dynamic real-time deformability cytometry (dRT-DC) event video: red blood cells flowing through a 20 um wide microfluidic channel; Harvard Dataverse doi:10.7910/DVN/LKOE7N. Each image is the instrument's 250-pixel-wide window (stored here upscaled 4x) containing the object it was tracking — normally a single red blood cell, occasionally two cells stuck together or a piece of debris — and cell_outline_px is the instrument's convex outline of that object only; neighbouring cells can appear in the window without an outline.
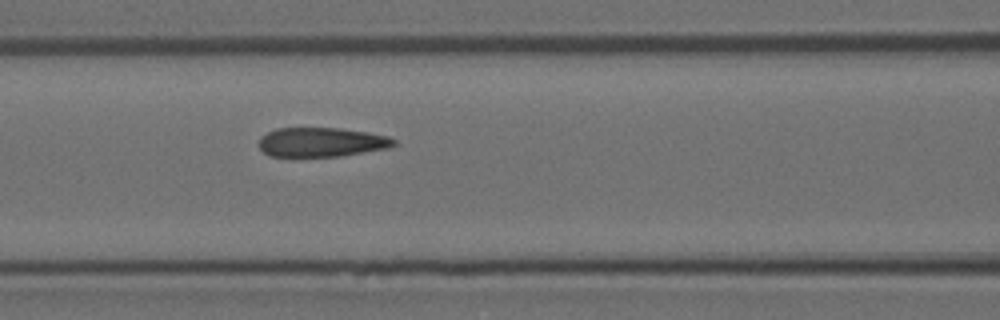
{"species": "Egyptian fruit bat (a non-hibernating species)", "species_latin": "Rousettus aegyptiacus", "temperature_condition": "room temperature", "stored_images_in_passage": 4, "camera_frame_rate_fps": 3000, "um_per_image_px": 0.085, "animal": {"sex": "female"}, "frame": {"image": 1, "passage_image": 4, "time_ms": 1.0, "image_size_px": [1000, 320], "cell_outline_px": [[396, 144], [388, 148], [340, 156], [272, 156], [264, 152], [260, 148], [260, 136], [276, 128], [340, 128], [368, 132], [388, 136], [396, 140]], "centroid_in_image_um": [27.34, 12.07], "position_along_channel_um": 139.3, "area_um2": 22.95}}